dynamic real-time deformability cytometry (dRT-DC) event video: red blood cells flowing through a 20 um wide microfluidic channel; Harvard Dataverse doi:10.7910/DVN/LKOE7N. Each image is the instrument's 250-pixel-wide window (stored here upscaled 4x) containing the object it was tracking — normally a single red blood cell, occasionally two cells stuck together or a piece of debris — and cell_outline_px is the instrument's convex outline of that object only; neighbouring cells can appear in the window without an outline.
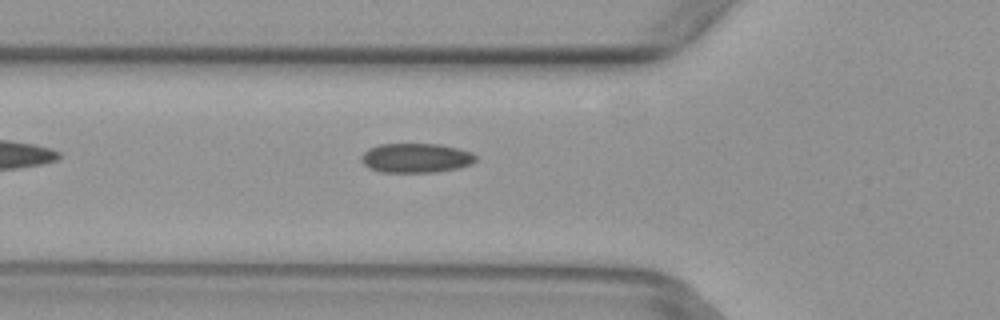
{"species": "common noctule bat (a hibernating species)", "species_latin": "Nyctalus noctula", "temperature_condition": "warm", "stored_images_in_passage": 5, "camera_frame_rate_fps": 3000, "um_per_image_px": 0.085, "animal": {"sex": "female", "body_mass_g": 29.2, "forearm_length_mm": 56.3}, "frame": {"image": 1, "passage_image": 5, "time_ms": 1.333, "image_size_px": [1000, 320], "cell_outline_px": [[476, 160], [472, 164], [460, 168], [436, 172], [380, 172], [368, 168], [360, 160], [360, 156], [368, 148], [380, 144], [440, 144], [472, 152], [476, 156]], "centroid_in_image_um": [35.35, 13.43], "position_along_channel_um": 90.5, "area_um2": 19.83}}